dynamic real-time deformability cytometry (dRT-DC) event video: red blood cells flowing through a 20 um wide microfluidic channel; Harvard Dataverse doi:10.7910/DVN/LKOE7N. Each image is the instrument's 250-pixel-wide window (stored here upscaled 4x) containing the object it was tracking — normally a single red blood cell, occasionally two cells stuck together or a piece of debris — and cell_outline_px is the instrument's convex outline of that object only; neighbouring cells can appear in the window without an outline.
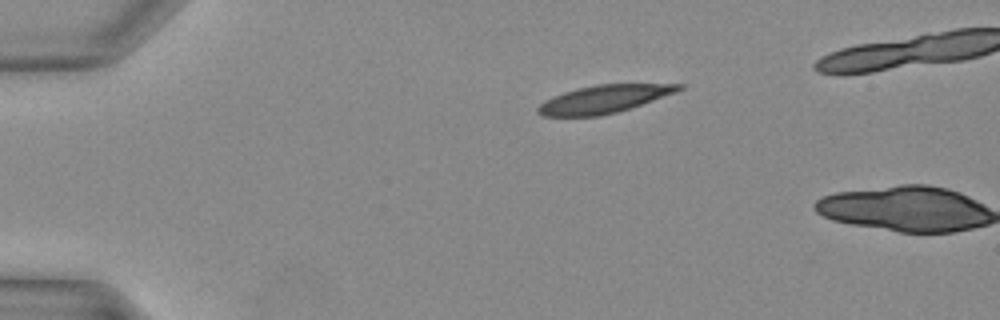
{"species": "Egyptian fruit bat (a non-hibernating species)", "species_latin": "Rousettus aegyptiacus", "temperature_condition": "warm", "stored_images_in_passage": 2, "camera_frame_rate_fps": 3000, "um_per_image_px": 0.085, "animal": {"sex": "female"}, "frame": {"image": 1, "passage_image": 1, "time_ms": 0.0, "image_size_px": [1000, 320], "cell_outline_px": [[684, 88], [640, 104], [616, 112], [600, 116], [544, 116], [536, 112], [536, 108], [544, 100], [564, 92], [576, 88], [596, 84], [684, 84]], "centroid_in_image_um": [51.25, 8.42], "position_along_channel_um": 33.8, "area_um2": 22.43}}